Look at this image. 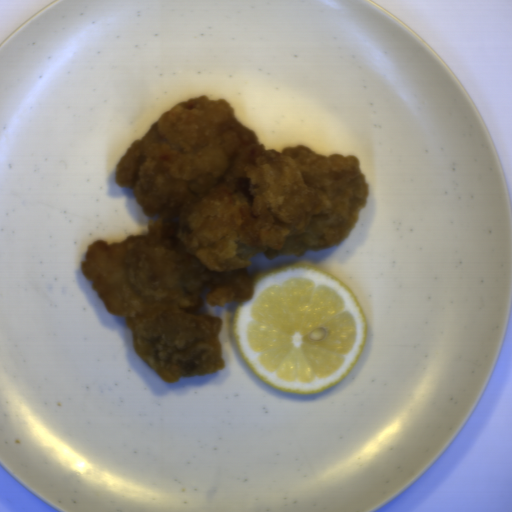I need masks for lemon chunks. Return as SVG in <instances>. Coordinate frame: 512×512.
Instances as JSON below:
<instances>
[{
    "label": "lemon chunks",
    "instance_id": "e0be4373",
    "mask_svg": "<svg viewBox=\"0 0 512 512\" xmlns=\"http://www.w3.org/2000/svg\"><path fill=\"white\" fill-rule=\"evenodd\" d=\"M237 301L233 339L248 367L275 390L317 394L344 380L362 355L367 319L342 280L307 262L256 272Z\"/></svg>",
    "mask_w": 512,
    "mask_h": 512
}]
</instances>
